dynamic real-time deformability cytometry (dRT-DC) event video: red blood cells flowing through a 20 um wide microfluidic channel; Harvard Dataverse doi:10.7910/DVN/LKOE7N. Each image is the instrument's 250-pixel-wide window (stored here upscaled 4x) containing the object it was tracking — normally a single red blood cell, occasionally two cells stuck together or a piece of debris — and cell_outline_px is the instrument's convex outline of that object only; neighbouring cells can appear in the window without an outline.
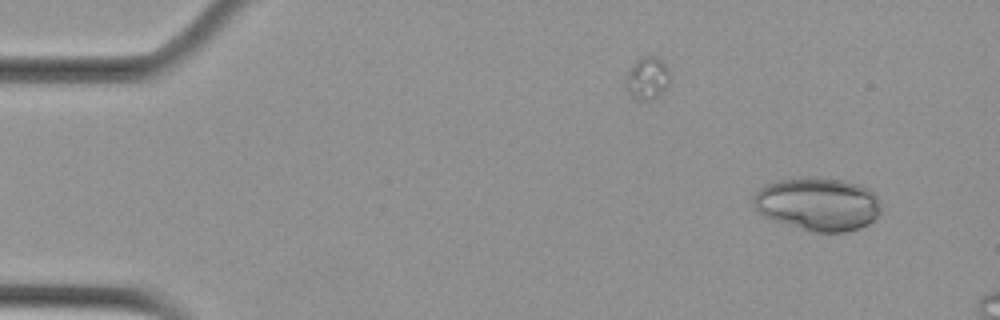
{"species": "Egyptian fruit bat (a non-hibernating species)", "species_latin": "Rousettus aegyptiacus", "temperature_condition": "cold", "stored_images_in_passage": 5, "camera_frame_rate_fps": 3000, "um_per_image_px": 0.085, "animal": {"sex": "female"}, "frame": {"image": 1, "passage_image": 1, "time_ms": 0.0, "image_size_px": [1000, 320], "cell_outline_px": [[880, 212], [868, 224], [860, 228], [844, 232], [812, 232], [764, 216], [752, 204], [752, 200], [756, 192], [764, 184], [776, 180], [808, 176], [844, 180], [868, 188], [876, 196], [880, 204]], "centroid_in_image_um": [69.5, 17.32], "position_along_channel_um": 15.5, "area_um2": 39.54}}